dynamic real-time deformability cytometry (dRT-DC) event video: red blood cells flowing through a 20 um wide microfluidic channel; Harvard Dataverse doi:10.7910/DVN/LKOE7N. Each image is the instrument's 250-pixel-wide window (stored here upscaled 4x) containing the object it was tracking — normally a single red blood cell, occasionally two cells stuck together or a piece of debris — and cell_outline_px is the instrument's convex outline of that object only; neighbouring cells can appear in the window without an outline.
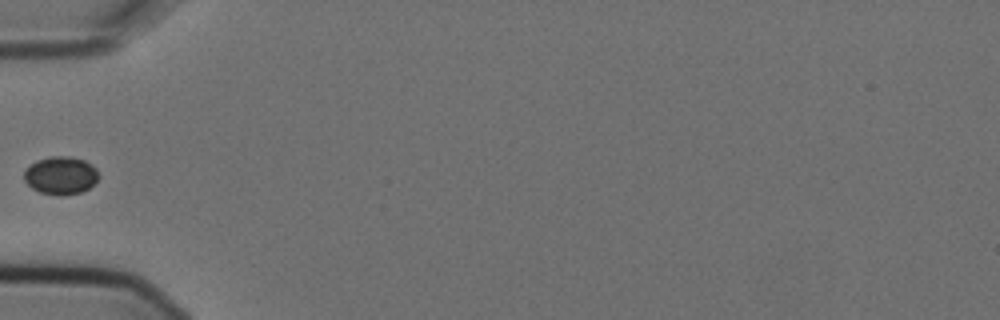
{"species": "Egyptian fruit bat (a non-hibernating species)", "species_latin": "Rousettus aegyptiacus", "temperature_condition": "cold", "stored_images_in_passage": 7, "camera_frame_rate_fps": 3000, "um_per_image_px": 0.085, "animal": {"sex": "female"}, "frame": {"image": 1, "passage_image": 6, "time_ms": 1.667, "image_size_px": [1000, 320], "cell_outline_px": [[100, 176], [88, 188], [80, 192], [56, 196], [40, 192], [32, 188], [24, 180], [24, 168], [36, 160], [48, 156], [68, 156], [84, 160], [92, 164], [96, 168]], "centroid_in_image_um": [5.13, 14.89], "position_along_channel_um": 79.9, "area_um2": 16.59}}
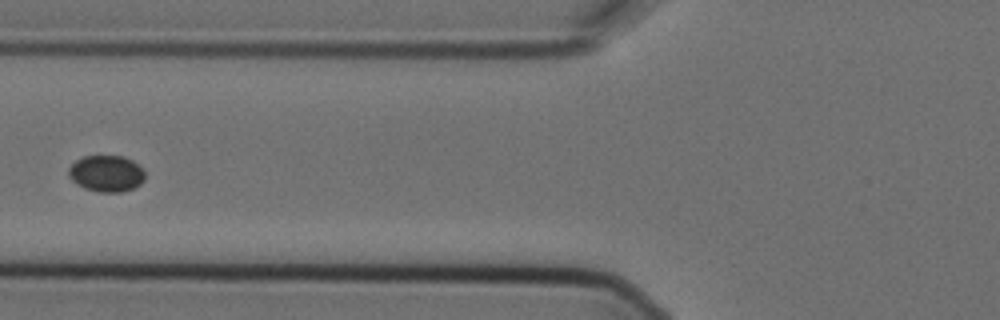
{"frame": {"image": 2, "passage_image": 7, "time_ms": 2.0, "image_size_px": [1000, 320], "cell_outline_px": [[144, 180], [140, 184], [132, 188], [120, 192], [100, 192], [84, 188], [76, 184], [68, 176], [68, 168], [76, 160], [84, 156], [124, 156], [132, 160], [144, 172]], "centroid_in_image_um": [9.01, 14.75], "position_along_channel_um": 116.8, "area_um2": 16.13}}